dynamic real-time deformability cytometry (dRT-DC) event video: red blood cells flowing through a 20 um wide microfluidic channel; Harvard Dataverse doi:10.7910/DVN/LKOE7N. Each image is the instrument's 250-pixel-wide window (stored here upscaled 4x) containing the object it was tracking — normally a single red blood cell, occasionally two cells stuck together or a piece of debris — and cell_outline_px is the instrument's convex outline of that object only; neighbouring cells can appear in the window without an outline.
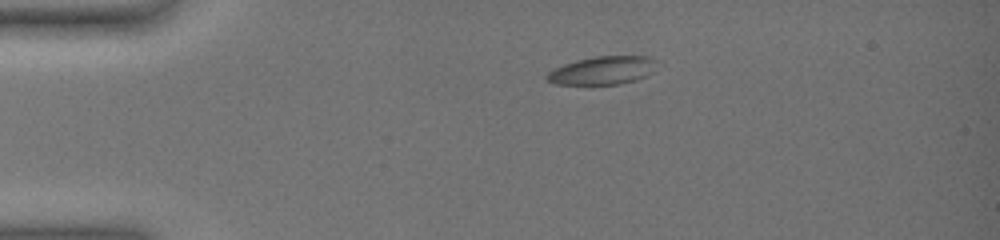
{"species": "common noctule bat (a hibernating species)", "species_latin": "Nyctalus noctula", "temperature_condition": "warm", "stored_images_in_passage": 45, "segment_of_instrument_passage": [1, 2], "camera_frame_rate_fps": 3000, "um_per_image_px": 0.085, "animal": {"sex": "female", "body_mass_g": 19.0, "forearm_length_mm": 51.5}, "frame": {"image": 1, "passage_image": 1, "time_ms": 0.0, "image_size_px": [1000, 240], "cell_outline_px": [[656, 60], [652, 72], [648, 76], [616, 84], [556, 84], [544, 80], [544, 76], [548, 72], [564, 64], [592, 56], [652, 56]], "centroid_in_image_um": [51.19, 5.98], "position_along_channel_um": 33.8, "area_um2": 17.98}}
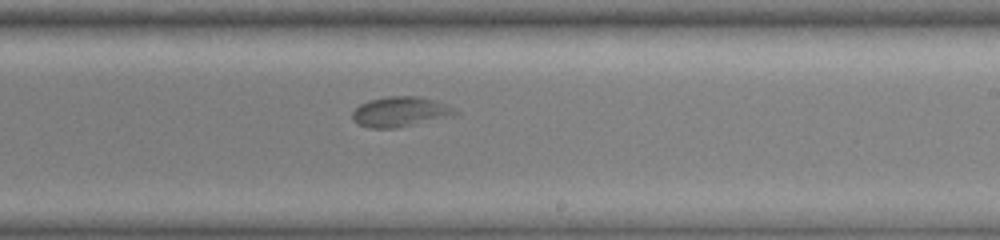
{"frame": {"image": 2, "passage_image": 25, "time_ms": 8.0, "image_size_px": [1000, 240], "cell_outline_px": [[460, 112], [396, 128], [368, 128], [360, 124], [352, 116], [352, 112], [360, 104], [368, 100], [388, 96], [420, 96], [436, 100]], "centroid_in_image_um": [33.94, 9.47], "position_along_channel_um": 255.1, "area_um2": 17.4}}
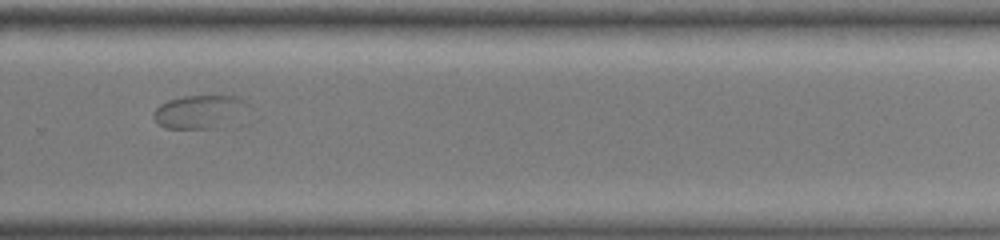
{"frame": {"image": 3, "passage_image": 30, "time_ms": 9.667, "image_size_px": [1000, 240], "cell_outline_px": [[244, 100], [212, 128], [168, 128], [160, 124], [152, 116], [156, 108], [160, 104], [168, 100], [184, 96], [236, 96]], "centroid_in_image_um": [16.59, 9.45], "position_along_channel_um": 313.2, "area_um2": 16.01}}